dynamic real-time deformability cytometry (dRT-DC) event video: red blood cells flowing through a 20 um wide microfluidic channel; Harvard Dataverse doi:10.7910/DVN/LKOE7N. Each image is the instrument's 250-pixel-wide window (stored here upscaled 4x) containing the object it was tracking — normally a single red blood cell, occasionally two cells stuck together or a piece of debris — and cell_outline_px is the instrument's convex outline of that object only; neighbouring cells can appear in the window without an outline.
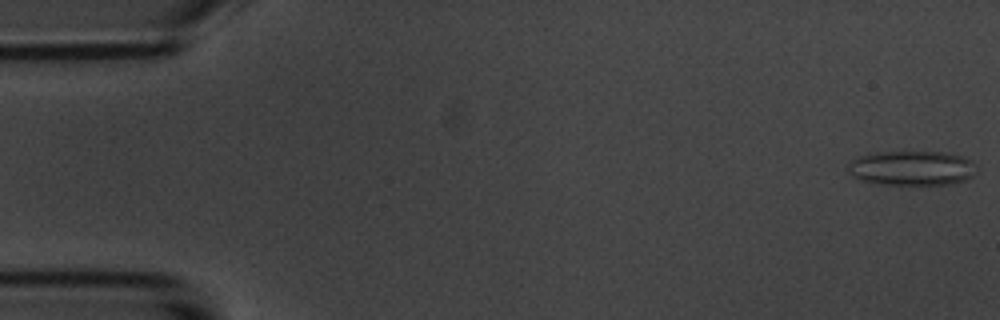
{"species": "common noctule bat (a hibernating species)", "species_latin": "Nyctalus noctula", "temperature_condition": "room temperature", "stored_images_in_passage": 6, "camera_frame_rate_fps": 3000, "um_per_image_px": 0.085, "animal": {"sex": "male", "body_mass_g": 20.1, "forearm_length_mm": 53.5}, "frame": {"image": 1, "passage_image": 1, "time_ms": 0.0, "image_size_px": [1000, 320], "cell_outline_px": [[972, 176], [964, 180], [952, 184], [880, 184], [860, 180], [852, 176], [848, 168], [848, 164], [852, 160], [860, 156], [884, 152], [948, 152], [964, 156], [972, 160]], "centroid_in_image_um": [77.49, 14.28], "position_along_channel_um": 7.5, "area_um2": 25.61}}
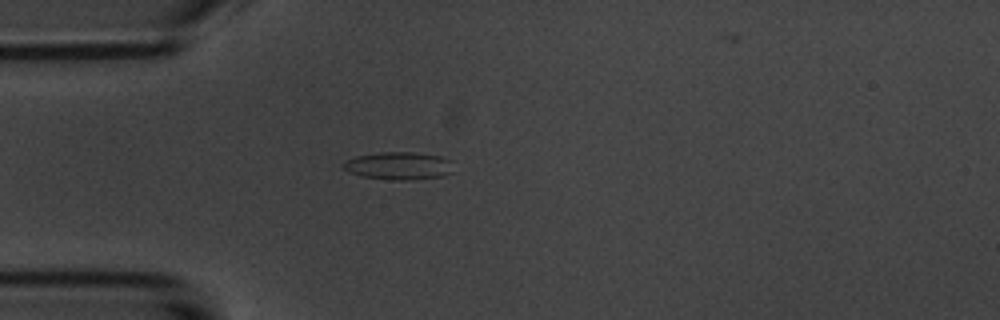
{"frame": {"image": 2, "passage_image": 5, "time_ms": 4.667, "image_size_px": [1000, 320], "cell_outline_px": [[452, 172], [444, 176], [412, 180], [396, 180], [364, 176], [348, 172], [344, 168], [344, 164], [348, 160], [356, 156], [380, 152], [412, 152], [440, 156], [452, 160]], "centroid_in_image_um": [33.96, 14.09], "position_along_channel_um": 51.0, "area_um2": 17.69}}